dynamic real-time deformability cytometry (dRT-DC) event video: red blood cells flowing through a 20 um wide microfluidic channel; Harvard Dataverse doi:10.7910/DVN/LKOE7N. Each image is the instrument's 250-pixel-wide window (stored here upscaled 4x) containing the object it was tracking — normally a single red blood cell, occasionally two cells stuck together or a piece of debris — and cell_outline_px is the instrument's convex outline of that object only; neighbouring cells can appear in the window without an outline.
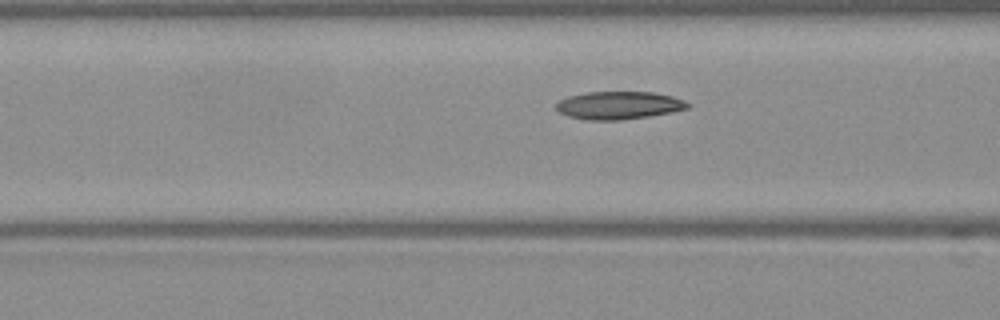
{"species": "Egyptian fruit bat (a non-hibernating species)", "species_latin": "Rousettus aegyptiacus", "temperature_condition": "warm", "stored_images_in_passage": 9, "camera_frame_rate_fps": 3000, "um_per_image_px": 0.085, "frame": {"image": 1, "passage_image": 7, "time_ms": 2.0, "image_size_px": [1000, 320], "cell_outline_px": [[692, 104], [688, 108], [672, 112], [648, 116], [620, 120], [588, 120], [568, 116], [556, 112], [556, 104], [560, 100], [568, 96], [584, 92], [652, 92], [672, 96], [684, 100]], "centroid_in_image_um": [52.58, 8.95], "position_along_channel_um": 114.0, "area_um2": 21.44}}